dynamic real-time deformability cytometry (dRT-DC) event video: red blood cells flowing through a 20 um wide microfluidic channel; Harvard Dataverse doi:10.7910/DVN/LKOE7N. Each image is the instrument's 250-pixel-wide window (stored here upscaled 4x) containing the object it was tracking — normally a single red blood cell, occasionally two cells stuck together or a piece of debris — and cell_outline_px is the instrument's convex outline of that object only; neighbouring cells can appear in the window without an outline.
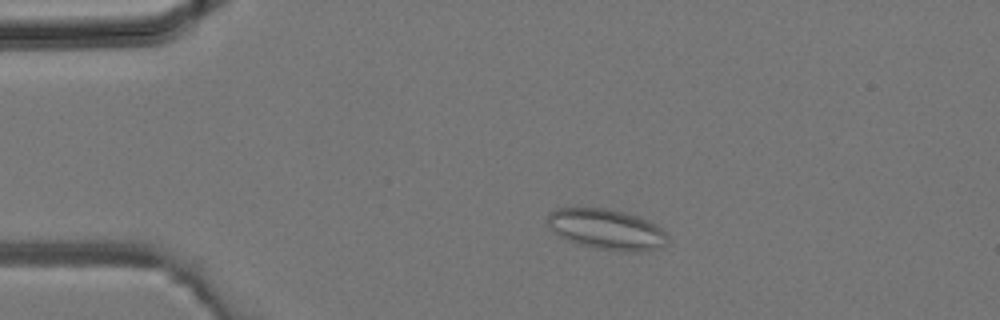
{"species": "common noctule bat (a hibernating species)", "species_latin": "Nyctalus noctula", "temperature_condition": "room temperature", "stored_images_in_passage": 36, "segment_of_instrument_passage": [1, 2], "camera_frame_rate_fps": 3000, "um_per_image_px": 0.085, "animal": {"sex": "male", "body_mass_g": 19.2, "forearm_length_mm": 51.8}, "frame": {"image": 1, "passage_image": 6, "time_ms": 1.667, "image_size_px": [1000, 320], "cell_outline_px": [[668, 240], [664, 248], [640, 252], [624, 252], [596, 248], [580, 244], [568, 240], [552, 232], [548, 228], [548, 212], [556, 208], [604, 208], [624, 212], [648, 220], [656, 224], [668, 236]], "centroid_in_image_um": [51.58, 19.51], "position_along_channel_um": 33.4, "area_um2": 28.61}}